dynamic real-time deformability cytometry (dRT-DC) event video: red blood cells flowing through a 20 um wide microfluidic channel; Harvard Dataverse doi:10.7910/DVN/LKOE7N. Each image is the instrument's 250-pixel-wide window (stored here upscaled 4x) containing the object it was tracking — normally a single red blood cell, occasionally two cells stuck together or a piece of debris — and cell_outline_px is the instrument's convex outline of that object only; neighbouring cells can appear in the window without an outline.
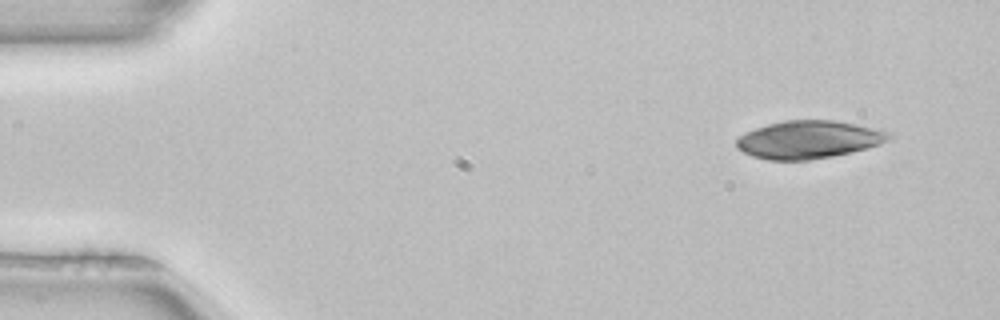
{"species": "common noctule bat (a hibernating species)", "species_latin": "Nyctalus noctula", "temperature_condition": "room temperature", "stored_images_in_passage": 3, "camera_frame_rate_fps": 3000, "um_per_image_px": 0.085, "animal": {"sex": "female", "body_mass_g": 22.7, "forearm_length_mm": 54.2}, "frame": {"image": 1, "passage_image": 1, "time_ms": 0.0, "image_size_px": [1000, 320], "cell_outline_px": [[892, 136], [888, 140], [880, 144], [868, 148], [832, 156], [808, 160], [768, 160], [752, 156], [736, 148], [736, 140], [740, 136], [756, 128], [768, 124], [784, 120], [832, 120], [856, 124], [888, 132]], "centroid_in_image_um": [68.72, 11.87], "position_along_channel_um": 16.3, "area_um2": 33.35}}